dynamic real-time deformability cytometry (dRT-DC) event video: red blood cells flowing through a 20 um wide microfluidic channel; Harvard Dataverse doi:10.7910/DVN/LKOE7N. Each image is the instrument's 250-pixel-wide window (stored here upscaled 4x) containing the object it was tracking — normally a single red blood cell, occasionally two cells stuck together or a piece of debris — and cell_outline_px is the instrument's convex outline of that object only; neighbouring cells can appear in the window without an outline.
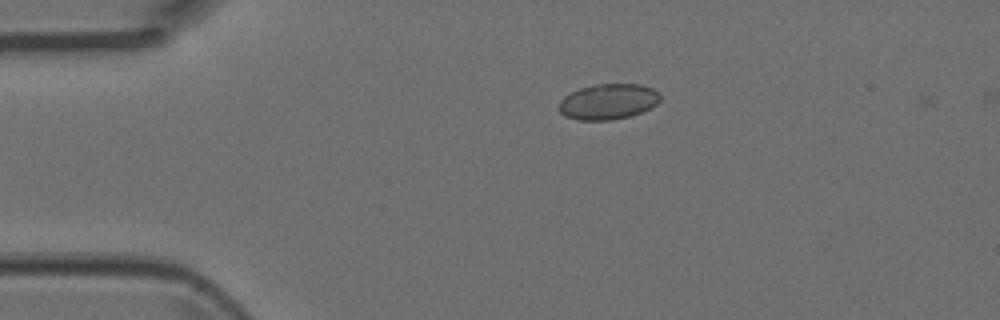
{"species": "Egyptian fruit bat (a non-hibernating species)", "species_latin": "Rousettus aegyptiacus", "temperature_condition": "room temperature", "stored_images_in_passage": 2, "camera_frame_rate_fps": 3000, "um_per_image_px": 0.085, "animal": {"sex": "female"}, "frame": {"image": 1, "passage_image": 1, "time_ms": 0.0, "image_size_px": [1000, 320], "cell_outline_px": [[660, 100], [656, 104], [632, 116], [612, 120], [580, 120], [564, 116], [556, 108], [560, 100], [564, 96], [580, 88], [596, 84], [640, 84], [652, 88], [660, 92]], "centroid_in_image_um": [51.67, 8.64], "position_along_channel_um": 33.3, "area_um2": 21.15}}
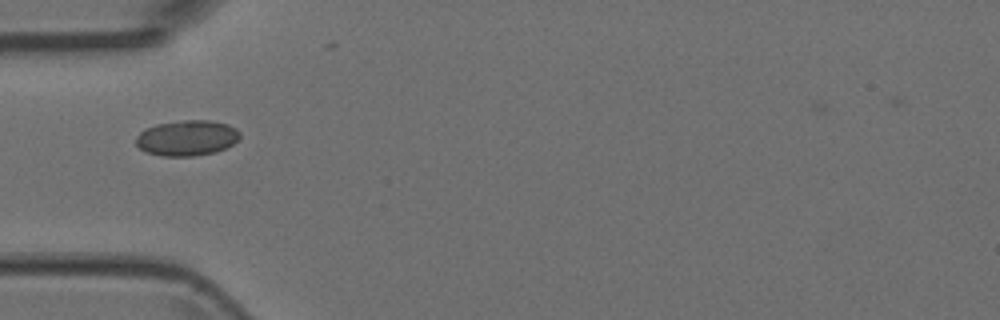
{"frame": {"image": 2, "passage_image": 2, "time_ms": 0.333, "image_size_px": [1000, 320], "cell_outline_px": [[240, 136], [232, 144], [216, 152], [192, 156], [160, 156], [144, 152], [136, 144], [136, 136], [140, 132], [156, 124], [184, 120], [208, 120], [228, 124], [236, 128], [240, 132]], "centroid_in_image_um": [15.87, 11.73], "position_along_channel_um": 69.1, "area_um2": 21.5}}